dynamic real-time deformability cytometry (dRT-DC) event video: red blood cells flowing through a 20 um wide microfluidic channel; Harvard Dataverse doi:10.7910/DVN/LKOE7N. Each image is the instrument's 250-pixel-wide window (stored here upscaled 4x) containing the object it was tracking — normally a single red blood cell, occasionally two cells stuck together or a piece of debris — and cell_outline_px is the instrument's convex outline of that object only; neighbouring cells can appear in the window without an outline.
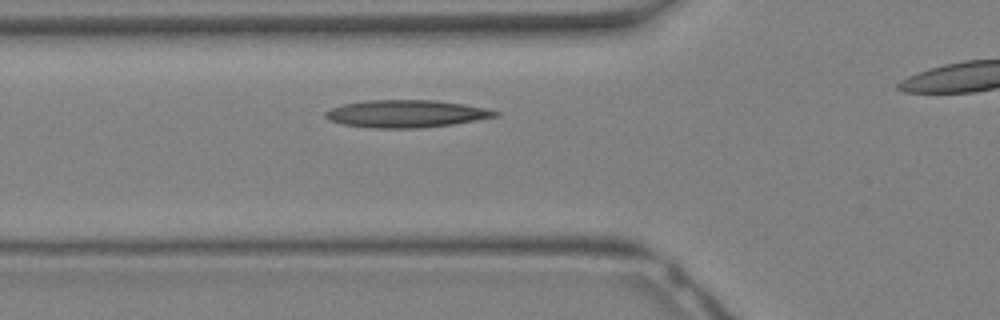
{"species": "Egyptian fruit bat (a non-hibernating species)", "species_latin": "Rousettus aegyptiacus", "temperature_condition": "warm", "stored_images_in_passage": 16, "camera_frame_rate_fps": 3000, "um_per_image_px": 0.085, "animal": {"sex": "female"}, "frame": {"image": 1, "passage_image": 4, "time_ms": 1.0, "image_size_px": [1000, 320], "cell_outline_px": [[500, 116], [452, 124], [420, 128], [368, 128], [340, 124], [328, 120], [324, 116], [324, 112], [332, 108], [344, 104], [364, 100], [436, 100], [464, 104], [484, 108], [500, 112]], "centroid_in_image_um": [34.49, 9.67], "position_along_channel_um": 91.3, "area_um2": 27.34}}
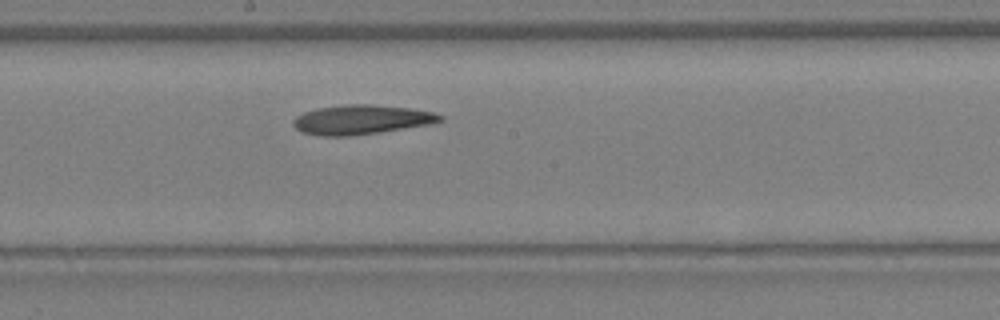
{"frame": {"image": 2, "passage_image": 10, "time_ms": 3.0, "image_size_px": [1000, 320], "cell_outline_px": [[444, 120], [428, 124], [376, 132], [348, 136], [320, 136], [300, 132], [292, 124], [292, 120], [296, 116], [304, 112], [316, 108], [344, 104], [368, 104], [412, 108], [432, 112], [444, 116]], "centroid_in_image_um": [30.66, 10.16], "position_along_channel_um": 217.5, "area_um2": 25.09}}
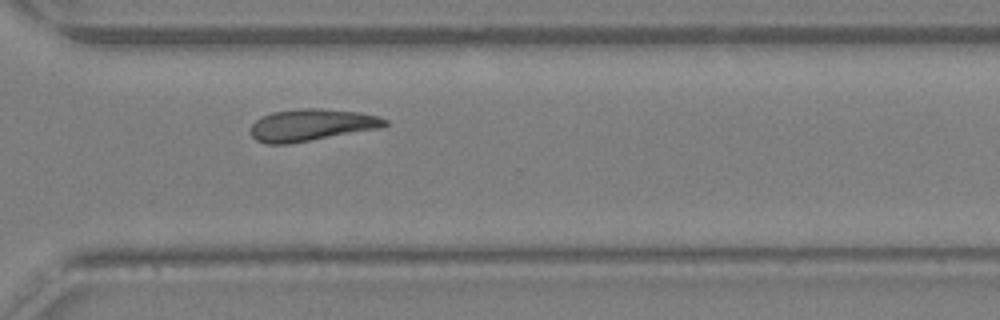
{"frame": {"image": 3, "passage_image": 16, "time_ms": 5.0, "image_size_px": [1000, 320], "cell_outline_px": [[388, 124], [380, 128], [288, 144], [264, 144], [256, 140], [252, 136], [252, 124], [256, 120], [272, 112], [300, 108], [320, 108], [360, 112], [376, 116], [388, 120]], "centroid_in_image_um": [26.47, 10.62], "position_along_channel_um": 344.1, "area_um2": 24.85}}